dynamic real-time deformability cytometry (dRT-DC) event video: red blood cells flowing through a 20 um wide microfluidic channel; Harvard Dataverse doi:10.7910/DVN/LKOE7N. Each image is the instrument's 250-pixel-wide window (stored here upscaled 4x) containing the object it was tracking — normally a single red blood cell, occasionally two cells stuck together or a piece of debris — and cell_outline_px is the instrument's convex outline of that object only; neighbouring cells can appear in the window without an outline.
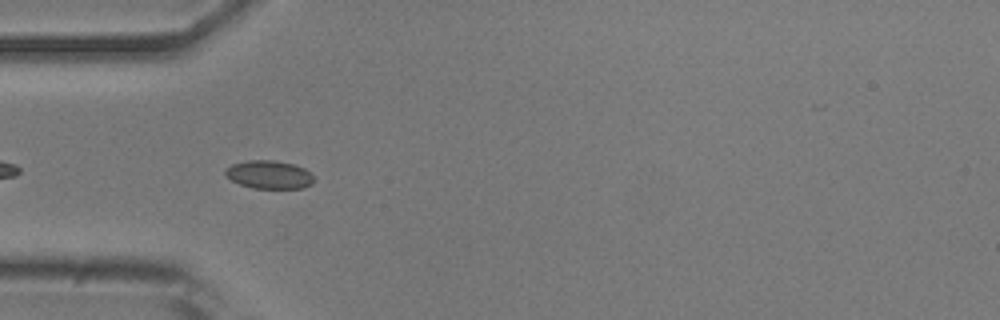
{"species": "common noctule bat (a hibernating species)", "species_latin": "Nyctalus noctula", "temperature_condition": "room temperature", "stored_images_in_passage": 13, "camera_frame_rate_fps": 3000, "um_per_image_px": 0.085, "animal": {"sex": "male", "body_mass_g": 20.5, "forearm_length_mm": 52.5}, "frame": {"image": 1, "passage_image": 1, "time_ms": 0.0, "image_size_px": [1000, 320], "cell_outline_px": [[312, 184], [304, 188], [252, 188], [240, 184], [232, 180], [224, 172], [224, 168], [232, 164], [248, 160], [272, 160], [296, 164], [304, 168], [312, 176]], "centroid_in_image_um": [22.86, 14.83], "position_along_channel_um": 62.1, "area_um2": 14.51}}
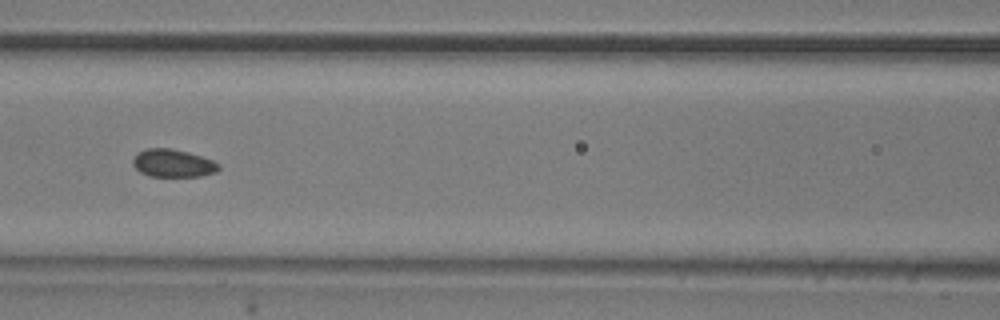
{"frame": {"image": 2, "passage_image": 8, "time_ms": 2.333, "image_size_px": [1000, 320], "cell_outline_px": [[220, 168], [216, 172], [200, 176], [148, 176], [140, 172], [132, 164], [132, 160], [140, 152], [148, 148], [172, 148], [188, 152], [212, 160], [220, 164]], "centroid_in_image_um": [14.71, 13.88], "position_along_channel_um": 151.9, "area_um2": 13.81}}
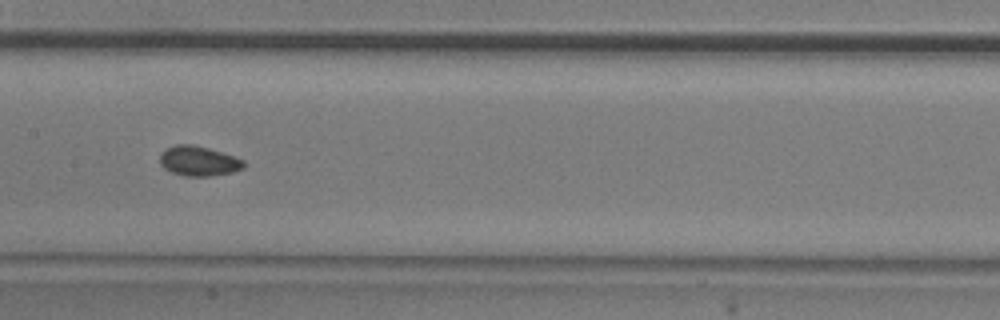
{"frame": {"image": 3, "passage_image": 11, "time_ms": 3.333, "image_size_px": [1000, 320], "cell_outline_px": [[244, 168], [232, 172], [208, 176], [184, 176], [172, 172], [164, 168], [160, 164], [160, 152], [164, 148], [176, 144], [192, 144], [208, 148], [244, 160]], "centroid_in_image_um": [16.83, 13.68], "position_along_channel_um": 190.6, "area_um2": 14.57}}